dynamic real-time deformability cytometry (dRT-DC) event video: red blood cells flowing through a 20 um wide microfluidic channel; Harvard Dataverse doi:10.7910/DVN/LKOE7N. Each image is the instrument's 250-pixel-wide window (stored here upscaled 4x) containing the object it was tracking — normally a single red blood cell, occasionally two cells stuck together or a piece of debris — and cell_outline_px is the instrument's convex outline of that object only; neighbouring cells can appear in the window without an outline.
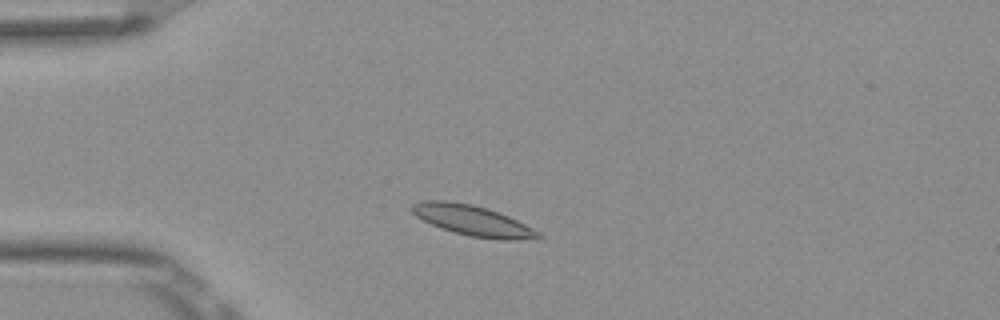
{"species": "Egyptian fruit bat (a non-hibernating species)", "species_latin": "Rousettus aegyptiacus", "temperature_condition": "room temperature", "stored_images_in_passage": 4, "camera_frame_rate_fps": 3000, "um_per_image_px": 0.085, "frame": {"image": 1, "passage_image": 2, "time_ms": 0.333, "image_size_px": [1000, 320], "cell_outline_px": [[540, 240], [500, 240], [472, 236], [452, 232], [440, 228], [416, 216], [412, 212], [412, 204], [424, 200], [448, 200], [472, 204], [488, 208], [508, 216], [540, 232]], "centroid_in_image_um": [40.21, 18.75], "position_along_channel_um": 44.8, "area_um2": 22.48}}
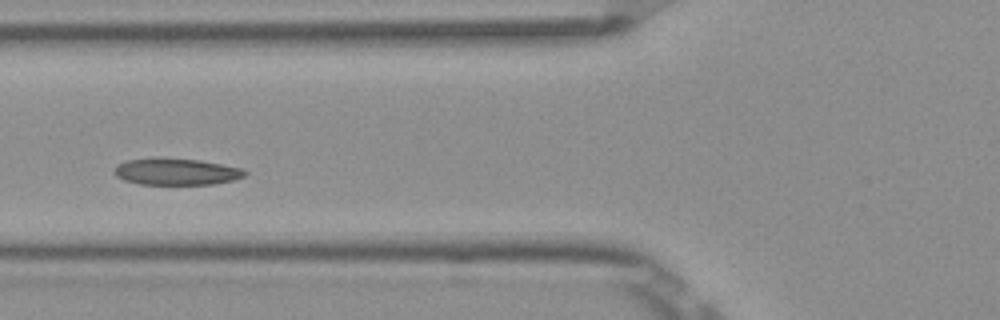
{"frame": {"image": 2, "passage_image": 4, "time_ms": 1.0, "image_size_px": [1000, 320], "cell_outline_px": [[248, 172], [244, 176], [232, 180], [212, 184], [140, 184], [124, 180], [116, 176], [112, 172], [116, 164], [128, 160], [152, 156], [160, 156], [200, 160], [244, 168]], "centroid_in_image_um": [14.94, 14.56], "position_along_channel_um": 110.9, "area_um2": 20.81}}